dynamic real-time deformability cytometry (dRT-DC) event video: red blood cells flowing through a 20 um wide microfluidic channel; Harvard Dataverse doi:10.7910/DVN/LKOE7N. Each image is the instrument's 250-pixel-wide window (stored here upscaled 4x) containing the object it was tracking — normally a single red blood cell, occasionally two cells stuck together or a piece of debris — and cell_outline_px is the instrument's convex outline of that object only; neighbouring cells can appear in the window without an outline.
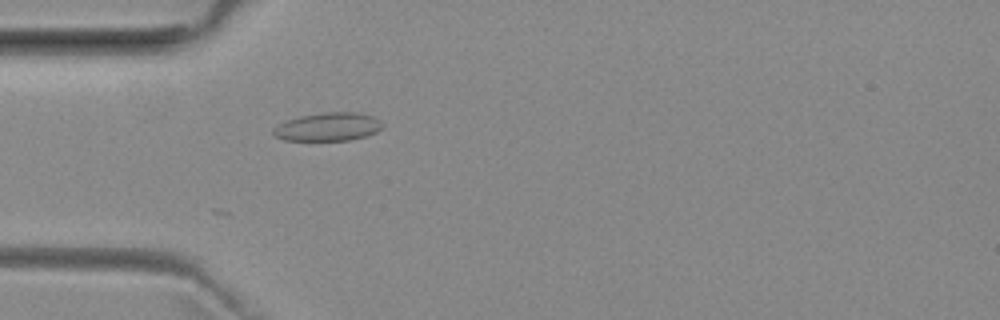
{"species": "common noctule bat (a hibernating species)", "species_latin": "Nyctalus noctula", "temperature_condition": "room temperature", "stored_images_in_passage": 7, "camera_frame_rate_fps": 3000, "um_per_image_px": 0.085, "animal": {"sex": "female", "body_mass_g": 29.2, "forearm_length_mm": 56.3}, "frame": {"image": 1, "passage_image": 7, "time_ms": 2.0, "image_size_px": [1000, 320], "cell_outline_px": [[384, 124], [376, 132], [368, 136], [348, 140], [284, 140], [276, 136], [272, 132], [272, 128], [288, 120], [300, 116], [324, 112], [360, 112], [372, 116], [380, 120]], "centroid_in_image_um": [27.91, 10.77], "position_along_channel_um": 57.1, "area_um2": 17.98}}